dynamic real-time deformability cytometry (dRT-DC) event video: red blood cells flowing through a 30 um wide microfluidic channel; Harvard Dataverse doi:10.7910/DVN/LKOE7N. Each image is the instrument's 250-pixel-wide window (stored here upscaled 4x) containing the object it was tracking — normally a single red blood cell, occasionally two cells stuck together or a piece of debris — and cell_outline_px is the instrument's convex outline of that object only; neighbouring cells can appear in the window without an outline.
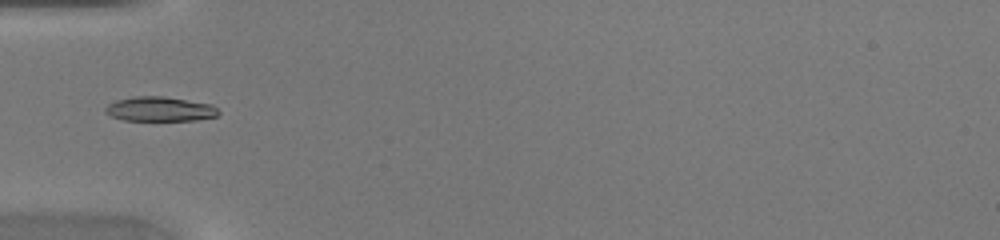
{"species": "common noctule bat (a hibernating species)", "species_latin": "Nyctalus noctula", "temperature_condition": "warm", "stored_images_in_passage": 32, "camera_frame_rate_fps": 3000, "um_per_image_px": 0.085, "animal": {"sex": "female", "body_mass_g": 20.0, "forearm_length_mm": 54.0}, "frame": {"image": 1, "passage_image": 1, "time_ms": 0.0, "image_size_px": [1000, 240], "cell_outline_px": [[220, 112], [216, 116], [196, 120], [124, 120], [112, 116], [104, 112], [104, 108], [108, 104], [116, 100], [132, 96], [164, 96], [212, 104]], "centroid_in_image_um": [13.57, 9.26], "position_along_channel_um": 71.4, "area_um2": 16.18}}
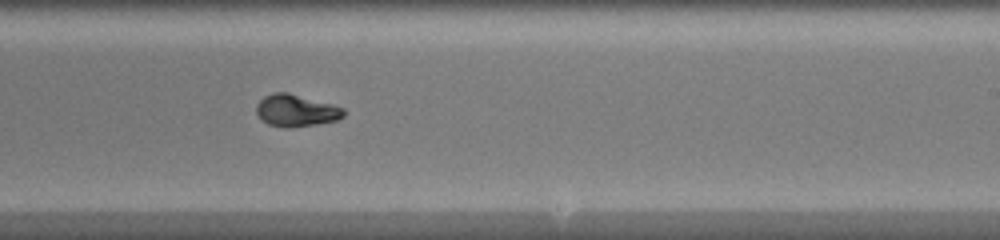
{"frame": {"image": 2, "passage_image": 14, "time_ms": 4.333, "image_size_px": [1000, 240], "cell_outline_px": [[344, 116], [336, 120], [316, 124], [288, 128], [284, 128], [268, 124], [260, 120], [256, 112], [256, 104], [264, 96], [272, 92], [288, 92], [332, 104], [344, 108]], "centroid_in_image_um": [25.12, 9.39], "position_along_channel_um": 263.9, "area_um2": 16.42}}
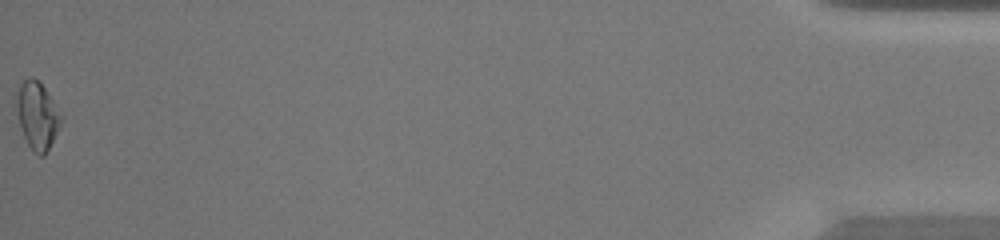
{"frame": {"image": 3, "passage_image": 32, "time_ms": 10.333, "image_size_px": [1000, 240], "cell_outline_px": [[64, 120], [44, 156], [40, 156], [32, 152], [24, 136], [20, 124], [16, 108], [16, 100], [20, 84], [24, 80], [32, 76], [44, 88], [64, 116]], "centroid_in_image_um": [3.2, 9.85], "position_along_channel_um": 432.0, "area_um2": 17.4}}